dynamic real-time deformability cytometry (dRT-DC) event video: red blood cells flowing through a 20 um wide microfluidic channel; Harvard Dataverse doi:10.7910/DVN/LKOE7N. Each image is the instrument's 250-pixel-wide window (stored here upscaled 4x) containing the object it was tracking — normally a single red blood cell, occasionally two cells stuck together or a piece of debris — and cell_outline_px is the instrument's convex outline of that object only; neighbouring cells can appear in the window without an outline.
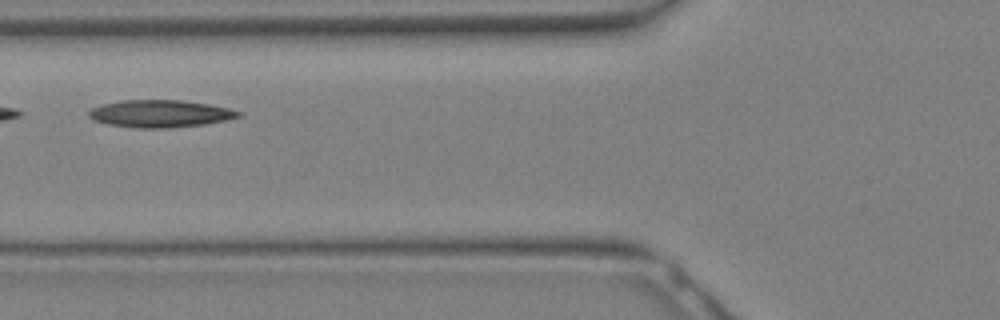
{"species": "Egyptian fruit bat (a non-hibernating species)", "species_latin": "Rousettus aegyptiacus", "temperature_condition": "warm", "stored_images_in_passage": 13, "camera_frame_rate_fps": 3000, "um_per_image_px": 0.085, "animal": {"sex": "female"}, "frame": {"image": 1, "passage_image": 6, "time_ms": 1.667, "image_size_px": [1000, 320], "cell_outline_px": [[244, 112], [240, 116], [224, 120], [204, 124], [168, 128], [140, 128], [108, 124], [96, 120], [88, 116], [88, 112], [92, 108], [104, 104], [120, 100], [180, 100], [208, 104], [228, 108]], "centroid_in_image_um": [13.62, 9.65], "position_along_channel_um": 112.2, "area_um2": 23.58}}
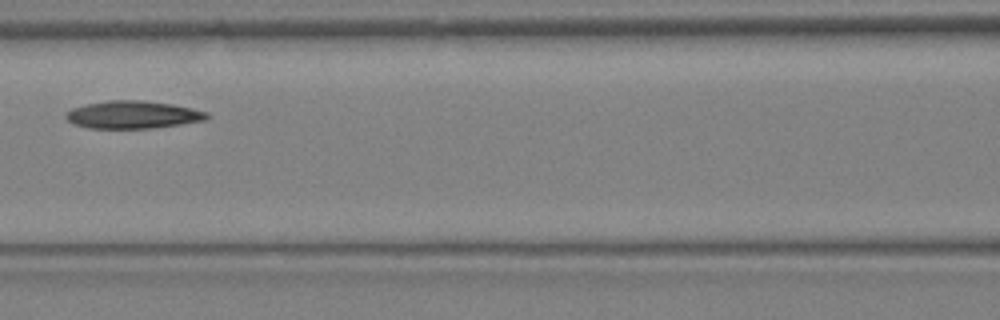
{"frame": {"image": 2, "passage_image": 8, "time_ms": 2.333, "image_size_px": [1000, 320], "cell_outline_px": [[208, 116], [204, 120], [180, 124], [152, 128], [88, 128], [72, 124], [64, 116], [64, 112], [72, 108], [84, 104], [108, 100], [144, 100], [172, 104], [192, 108], [208, 112]], "centroid_in_image_um": [11.23, 9.74], "position_along_channel_um": 155.4, "area_um2": 22.83}}